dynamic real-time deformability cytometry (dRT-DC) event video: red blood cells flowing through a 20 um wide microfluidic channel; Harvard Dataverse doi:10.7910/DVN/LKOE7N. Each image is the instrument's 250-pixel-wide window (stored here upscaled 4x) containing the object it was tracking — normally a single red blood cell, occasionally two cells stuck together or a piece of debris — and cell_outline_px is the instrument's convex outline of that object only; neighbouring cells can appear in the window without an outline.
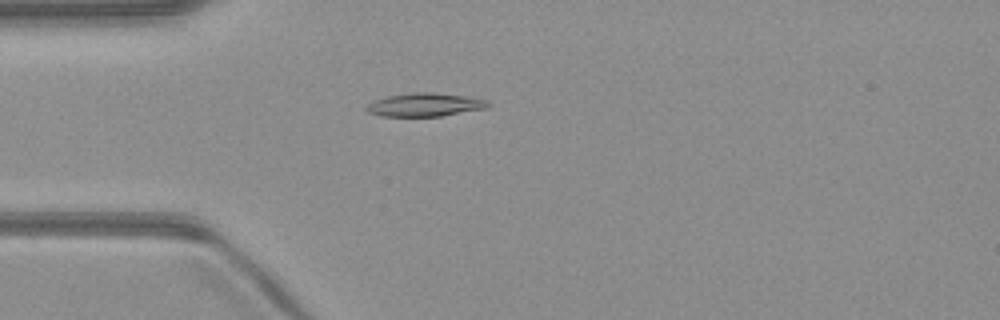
{"species": "common noctule bat (a hibernating species)", "species_latin": "Nyctalus noctula", "temperature_condition": "warm", "stored_images_in_passage": 51, "camera_frame_rate_fps": 3000, "um_per_image_px": 0.085, "animal": {"sex": "male", "body_mass_g": 23.1, "forearm_length_mm": 52.7}, "frame": {"image": 1, "passage_image": 14, "time_ms": 4.333, "image_size_px": [1000, 320], "cell_outline_px": [[492, 104], [488, 108], [440, 116], [380, 116], [368, 112], [364, 108], [368, 104], [376, 100], [388, 96], [412, 92], [432, 92], [468, 96], [488, 100]], "centroid_in_image_um": [36.16, 8.9], "position_along_channel_um": 48.8, "area_um2": 16.65}}
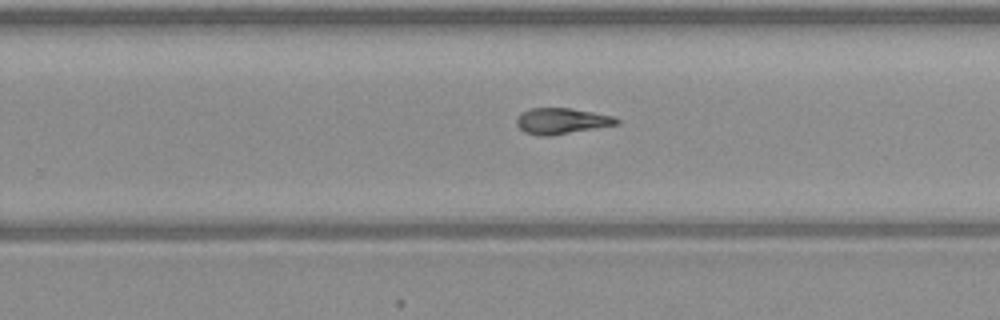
{"frame": {"image": 2, "passage_image": 32, "time_ms": 10.333, "image_size_px": [1000, 320], "cell_outline_px": [[620, 124], [552, 136], [540, 136], [524, 132], [516, 124], [516, 116], [520, 112], [528, 108], [568, 108], [592, 112], [612, 116], [620, 120]], "centroid_in_image_um": [47.7, 10.29], "position_along_channel_um": 282.1, "area_um2": 15.32}}
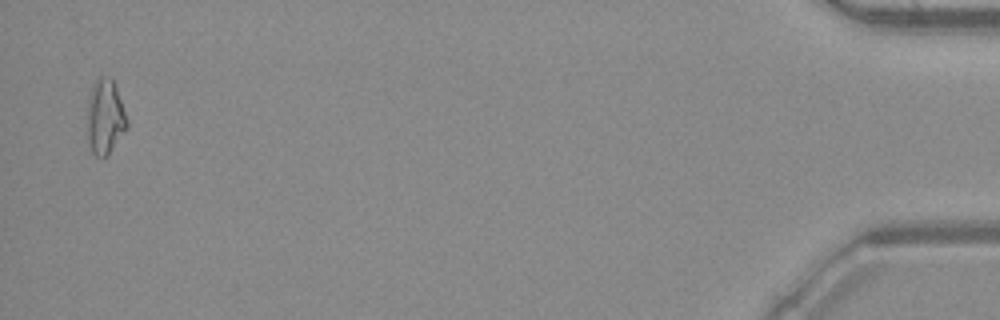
{"frame": {"image": 3, "passage_image": 50, "time_ms": 16.333, "image_size_px": [1000, 320], "cell_outline_px": [[128, 128], [108, 156], [96, 156], [92, 152], [88, 140], [88, 96], [96, 80], [100, 76], [112, 76], [128, 120]], "centroid_in_image_um": [8.96, 9.94], "position_along_channel_um": 426.2, "area_um2": 17.46}, "authors_computed_cell_mechanics": {"area_um2": 15.7216, "velocity_mm_per_s": 4.0506, "shape_relaxation_time_tau1_ms": null, "shape_relaxation_time_tau2_ms": 5.1079, "deformation_change_tau1": null, "deformation_change_tau2": 0.1307}}